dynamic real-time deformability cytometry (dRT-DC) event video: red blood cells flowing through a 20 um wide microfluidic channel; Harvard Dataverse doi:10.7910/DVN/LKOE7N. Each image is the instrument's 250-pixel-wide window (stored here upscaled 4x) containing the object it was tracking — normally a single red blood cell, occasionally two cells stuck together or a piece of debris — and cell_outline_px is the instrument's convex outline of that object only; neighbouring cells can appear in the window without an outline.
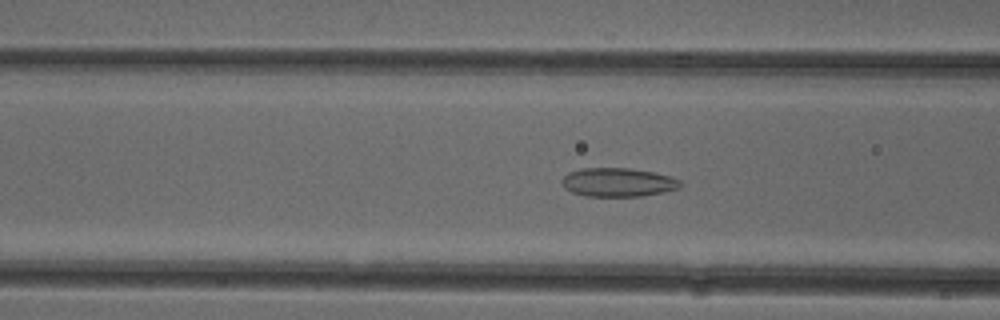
{"species": "common noctule bat (a hibernating species)", "species_latin": "Nyctalus noctula", "temperature_condition": "cold", "stored_images_in_passage": 52, "camera_frame_rate_fps": 3000, "um_per_image_px": 0.085, "animal": {"sex": "female"}, "frame": {"image": 1, "passage_image": 20, "time_ms": 6.333, "image_size_px": [1000, 320], "cell_outline_px": [[680, 188], [640, 196], [588, 196], [572, 192], [564, 188], [560, 180], [568, 172], [580, 168], [628, 168], [652, 172], [668, 176], [680, 180]], "centroid_in_image_um": [52.46, 15.49], "position_along_channel_um": 114.1, "area_um2": 19.65}}
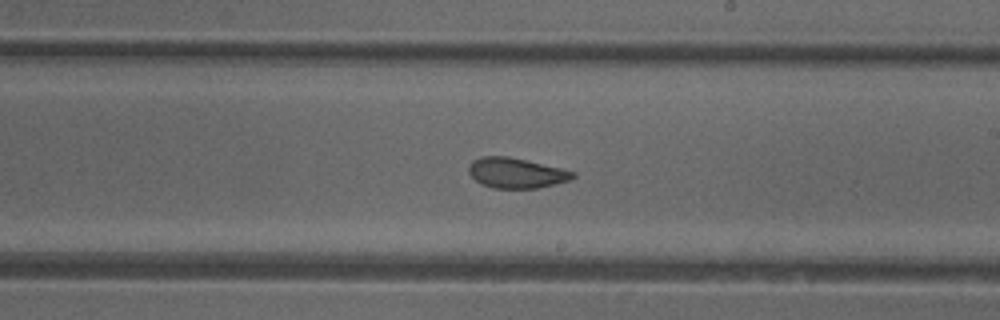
{"frame": {"image": 2, "passage_image": 30, "time_ms": 9.667, "image_size_px": [1000, 320], "cell_outline_px": [[576, 176], [568, 180], [536, 188], [492, 188], [476, 180], [468, 172], [468, 168], [472, 160], [480, 156], [508, 156], [560, 168], [576, 172]], "centroid_in_image_um": [43.84, 14.69], "position_along_channel_um": 245.2, "area_um2": 18.09}}
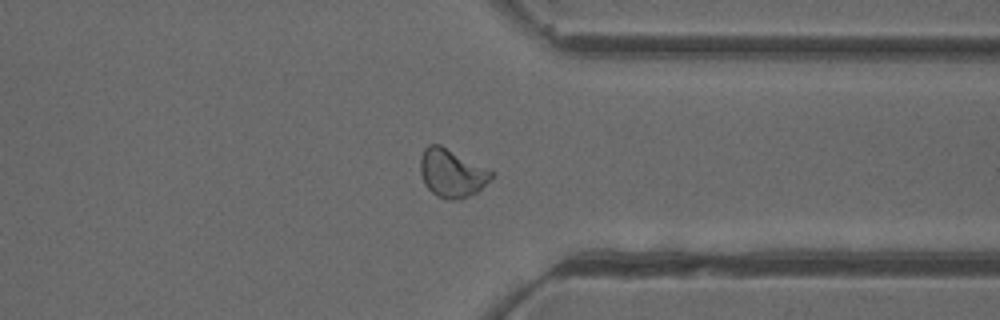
{"frame": {"image": 3, "passage_image": 40, "time_ms": 13.0, "image_size_px": [1000, 320], "cell_outline_px": [[496, 176], [476, 192], [460, 200], [448, 200], [436, 196], [424, 184], [420, 172], [420, 156], [424, 148], [428, 144], [440, 144], [496, 172]], "centroid_in_image_um": [38.42, 14.71], "position_along_channel_um": 373.0, "area_um2": 20.35}, "authors_computed_cell_mechanics": {"area_um2": 19.941, "velocity_mm_per_s": 3.92, "shape_relaxation_time_tau1_ms": null, "shape_relaxation_time_tau2_ms": 1.4356, "deformation_change_tau1": null, "deformation_change_tau2": 0.0807}}